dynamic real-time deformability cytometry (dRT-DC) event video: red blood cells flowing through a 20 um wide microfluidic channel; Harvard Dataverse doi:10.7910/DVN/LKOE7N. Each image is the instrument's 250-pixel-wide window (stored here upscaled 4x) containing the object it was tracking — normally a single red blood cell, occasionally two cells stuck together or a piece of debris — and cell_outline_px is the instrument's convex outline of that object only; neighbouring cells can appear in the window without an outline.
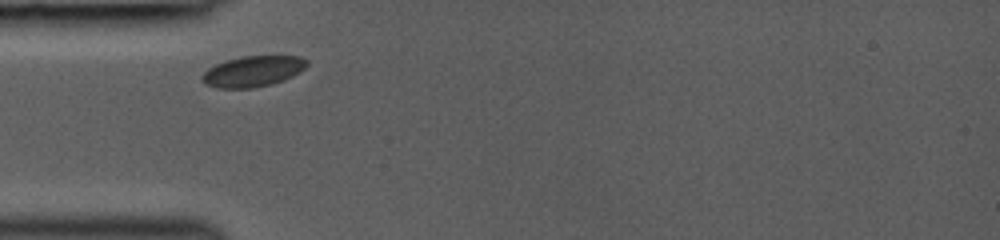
{"species": "common noctule bat (a hibernating species)", "species_latin": "Nyctalus noctula", "temperature_condition": "room temperature", "stored_images_in_passage": 3, "camera_frame_rate_fps": 3000, "um_per_image_px": 0.085, "animal": {"sex": "female", "body_mass_g": 19.0, "forearm_length_mm": 53.3}, "frame": {"image": 1, "passage_image": 1, "time_ms": 0.0, "image_size_px": [1000, 240], "cell_outline_px": [[308, 64], [300, 72], [284, 80], [252, 88], [216, 88], [204, 84], [200, 80], [200, 76], [208, 68], [224, 60], [244, 56], [300, 56], [308, 60]], "centroid_in_image_um": [21.46, 6.06], "position_along_channel_um": 63.5, "area_um2": 18.9}}
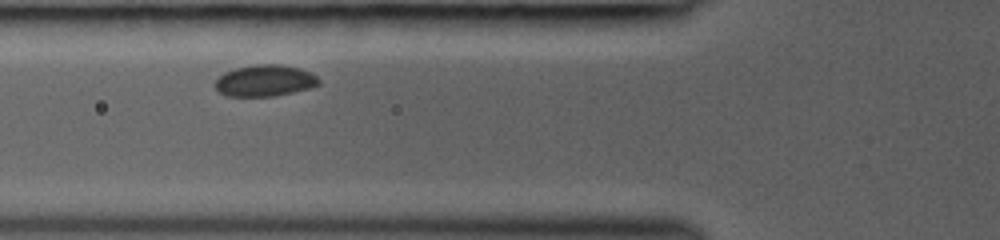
{"frame": {"image": 2, "passage_image": 2, "time_ms": 1.0, "image_size_px": [1000, 240], "cell_outline_px": [[320, 84], [308, 88], [292, 92], [272, 96], [228, 96], [220, 92], [212, 84], [224, 72], [236, 68], [252, 64], [280, 64], [300, 68], [316, 76], [320, 80]], "centroid_in_image_um": [22.48, 6.84], "position_along_channel_um": 103.3, "area_um2": 18.96}}